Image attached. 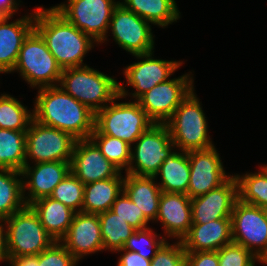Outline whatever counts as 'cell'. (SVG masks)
<instances>
[{"instance_id": "obj_1", "label": "cell", "mask_w": 267, "mask_h": 266, "mask_svg": "<svg viewBox=\"0 0 267 266\" xmlns=\"http://www.w3.org/2000/svg\"><path fill=\"white\" fill-rule=\"evenodd\" d=\"M33 119L43 125L88 139L94 131L95 113L57 86L39 88Z\"/></svg>"}, {"instance_id": "obj_2", "label": "cell", "mask_w": 267, "mask_h": 266, "mask_svg": "<svg viewBox=\"0 0 267 266\" xmlns=\"http://www.w3.org/2000/svg\"><path fill=\"white\" fill-rule=\"evenodd\" d=\"M34 29L44 39L48 50L62 70L86 66L83 58L94 47L89 35L69 23L53 7H38L35 11Z\"/></svg>"}, {"instance_id": "obj_3", "label": "cell", "mask_w": 267, "mask_h": 266, "mask_svg": "<svg viewBox=\"0 0 267 266\" xmlns=\"http://www.w3.org/2000/svg\"><path fill=\"white\" fill-rule=\"evenodd\" d=\"M128 95L124 85L119 84V96L95 113L92 134L119 138L132 146L154 124L135 99L134 102L115 103Z\"/></svg>"}, {"instance_id": "obj_4", "label": "cell", "mask_w": 267, "mask_h": 266, "mask_svg": "<svg viewBox=\"0 0 267 266\" xmlns=\"http://www.w3.org/2000/svg\"><path fill=\"white\" fill-rule=\"evenodd\" d=\"M59 86L94 113L119 96V83L88 65L64 69Z\"/></svg>"}, {"instance_id": "obj_5", "label": "cell", "mask_w": 267, "mask_h": 266, "mask_svg": "<svg viewBox=\"0 0 267 266\" xmlns=\"http://www.w3.org/2000/svg\"><path fill=\"white\" fill-rule=\"evenodd\" d=\"M199 101L193 89L165 122L172 142L179 151L189 152L214 146Z\"/></svg>"}, {"instance_id": "obj_6", "label": "cell", "mask_w": 267, "mask_h": 266, "mask_svg": "<svg viewBox=\"0 0 267 266\" xmlns=\"http://www.w3.org/2000/svg\"><path fill=\"white\" fill-rule=\"evenodd\" d=\"M7 261L10 258L38 255L54 242L30 206L4 219Z\"/></svg>"}, {"instance_id": "obj_7", "label": "cell", "mask_w": 267, "mask_h": 266, "mask_svg": "<svg viewBox=\"0 0 267 266\" xmlns=\"http://www.w3.org/2000/svg\"><path fill=\"white\" fill-rule=\"evenodd\" d=\"M20 76L33 88L57 86L62 68L50 53L41 35L33 29L23 41L16 65L12 72Z\"/></svg>"}, {"instance_id": "obj_8", "label": "cell", "mask_w": 267, "mask_h": 266, "mask_svg": "<svg viewBox=\"0 0 267 266\" xmlns=\"http://www.w3.org/2000/svg\"><path fill=\"white\" fill-rule=\"evenodd\" d=\"M53 8L69 23L97 44L107 41V33L114 9L120 3L115 0H67Z\"/></svg>"}, {"instance_id": "obj_9", "label": "cell", "mask_w": 267, "mask_h": 266, "mask_svg": "<svg viewBox=\"0 0 267 266\" xmlns=\"http://www.w3.org/2000/svg\"><path fill=\"white\" fill-rule=\"evenodd\" d=\"M134 146L126 173L137 176H155L163 161L176 148L165 123L151 125L136 140Z\"/></svg>"}, {"instance_id": "obj_10", "label": "cell", "mask_w": 267, "mask_h": 266, "mask_svg": "<svg viewBox=\"0 0 267 266\" xmlns=\"http://www.w3.org/2000/svg\"><path fill=\"white\" fill-rule=\"evenodd\" d=\"M76 140L70 133L43 125L34 119L26 131V164L70 162Z\"/></svg>"}, {"instance_id": "obj_11", "label": "cell", "mask_w": 267, "mask_h": 266, "mask_svg": "<svg viewBox=\"0 0 267 266\" xmlns=\"http://www.w3.org/2000/svg\"><path fill=\"white\" fill-rule=\"evenodd\" d=\"M233 243L250 250L263 263L267 259V214L265 209L235 202L231 214Z\"/></svg>"}, {"instance_id": "obj_12", "label": "cell", "mask_w": 267, "mask_h": 266, "mask_svg": "<svg viewBox=\"0 0 267 266\" xmlns=\"http://www.w3.org/2000/svg\"><path fill=\"white\" fill-rule=\"evenodd\" d=\"M190 74L159 83L137 100L154 123H165L194 89Z\"/></svg>"}, {"instance_id": "obj_13", "label": "cell", "mask_w": 267, "mask_h": 266, "mask_svg": "<svg viewBox=\"0 0 267 266\" xmlns=\"http://www.w3.org/2000/svg\"><path fill=\"white\" fill-rule=\"evenodd\" d=\"M109 28L119 47L132 55L154 52V36L149 22L120 3L113 11Z\"/></svg>"}, {"instance_id": "obj_14", "label": "cell", "mask_w": 267, "mask_h": 266, "mask_svg": "<svg viewBox=\"0 0 267 266\" xmlns=\"http://www.w3.org/2000/svg\"><path fill=\"white\" fill-rule=\"evenodd\" d=\"M190 180L187 195L194 197L208 193L224 184L232 175H226L215 146L188 152Z\"/></svg>"}, {"instance_id": "obj_15", "label": "cell", "mask_w": 267, "mask_h": 266, "mask_svg": "<svg viewBox=\"0 0 267 266\" xmlns=\"http://www.w3.org/2000/svg\"><path fill=\"white\" fill-rule=\"evenodd\" d=\"M70 171L84 185L108 178L123 177L121 170L102 155L90 138L76 140Z\"/></svg>"}, {"instance_id": "obj_16", "label": "cell", "mask_w": 267, "mask_h": 266, "mask_svg": "<svg viewBox=\"0 0 267 266\" xmlns=\"http://www.w3.org/2000/svg\"><path fill=\"white\" fill-rule=\"evenodd\" d=\"M152 55L153 52L133 55L142 60L124 68L123 74L126 77V85H131L136 89L134 93H130L136 101L155 85L167 81L176 69L183 64V62L176 60L155 59Z\"/></svg>"}, {"instance_id": "obj_17", "label": "cell", "mask_w": 267, "mask_h": 266, "mask_svg": "<svg viewBox=\"0 0 267 266\" xmlns=\"http://www.w3.org/2000/svg\"><path fill=\"white\" fill-rule=\"evenodd\" d=\"M238 200V183L232 176L220 187L191 199L193 224H205L217 219H231Z\"/></svg>"}, {"instance_id": "obj_18", "label": "cell", "mask_w": 267, "mask_h": 266, "mask_svg": "<svg viewBox=\"0 0 267 266\" xmlns=\"http://www.w3.org/2000/svg\"><path fill=\"white\" fill-rule=\"evenodd\" d=\"M70 172V162H41L35 163L32 167L30 164H26L21 170L22 178H24L22 185L25 204L29 206L38 199L50 197L54 188L66 178ZM26 189L29 191L26 193V195H28L25 197Z\"/></svg>"}, {"instance_id": "obj_19", "label": "cell", "mask_w": 267, "mask_h": 266, "mask_svg": "<svg viewBox=\"0 0 267 266\" xmlns=\"http://www.w3.org/2000/svg\"><path fill=\"white\" fill-rule=\"evenodd\" d=\"M60 242L78 261L87 254L103 251L98 214L75 213L66 235Z\"/></svg>"}, {"instance_id": "obj_20", "label": "cell", "mask_w": 267, "mask_h": 266, "mask_svg": "<svg viewBox=\"0 0 267 266\" xmlns=\"http://www.w3.org/2000/svg\"><path fill=\"white\" fill-rule=\"evenodd\" d=\"M156 221H160L168 238L182 240L192 222L191 198L184 193L162 192Z\"/></svg>"}, {"instance_id": "obj_21", "label": "cell", "mask_w": 267, "mask_h": 266, "mask_svg": "<svg viewBox=\"0 0 267 266\" xmlns=\"http://www.w3.org/2000/svg\"><path fill=\"white\" fill-rule=\"evenodd\" d=\"M33 11L11 23H8V20L12 17H0V73L13 71L23 41L34 29L36 9Z\"/></svg>"}, {"instance_id": "obj_22", "label": "cell", "mask_w": 267, "mask_h": 266, "mask_svg": "<svg viewBox=\"0 0 267 266\" xmlns=\"http://www.w3.org/2000/svg\"><path fill=\"white\" fill-rule=\"evenodd\" d=\"M181 242L186 252L218 251L233 242L232 221L217 219L205 224H192Z\"/></svg>"}, {"instance_id": "obj_23", "label": "cell", "mask_w": 267, "mask_h": 266, "mask_svg": "<svg viewBox=\"0 0 267 266\" xmlns=\"http://www.w3.org/2000/svg\"><path fill=\"white\" fill-rule=\"evenodd\" d=\"M154 180H156L154 176H137L126 173L123 184V191L149 221L156 220L159 199L162 194L158 183Z\"/></svg>"}, {"instance_id": "obj_24", "label": "cell", "mask_w": 267, "mask_h": 266, "mask_svg": "<svg viewBox=\"0 0 267 266\" xmlns=\"http://www.w3.org/2000/svg\"><path fill=\"white\" fill-rule=\"evenodd\" d=\"M29 206L39 217L46 232L55 241H60L66 235L76 213L51 197L38 199Z\"/></svg>"}, {"instance_id": "obj_25", "label": "cell", "mask_w": 267, "mask_h": 266, "mask_svg": "<svg viewBox=\"0 0 267 266\" xmlns=\"http://www.w3.org/2000/svg\"><path fill=\"white\" fill-rule=\"evenodd\" d=\"M124 177L94 181L84 185L82 212L99 214L111 210L116 198L122 193Z\"/></svg>"}, {"instance_id": "obj_26", "label": "cell", "mask_w": 267, "mask_h": 266, "mask_svg": "<svg viewBox=\"0 0 267 266\" xmlns=\"http://www.w3.org/2000/svg\"><path fill=\"white\" fill-rule=\"evenodd\" d=\"M176 150L163 161L154 177L157 179L160 175L158 185L162 192L187 194L190 180L188 152Z\"/></svg>"}, {"instance_id": "obj_27", "label": "cell", "mask_w": 267, "mask_h": 266, "mask_svg": "<svg viewBox=\"0 0 267 266\" xmlns=\"http://www.w3.org/2000/svg\"><path fill=\"white\" fill-rule=\"evenodd\" d=\"M120 4L149 23L163 28L180 18L175 0H124Z\"/></svg>"}, {"instance_id": "obj_28", "label": "cell", "mask_w": 267, "mask_h": 266, "mask_svg": "<svg viewBox=\"0 0 267 266\" xmlns=\"http://www.w3.org/2000/svg\"><path fill=\"white\" fill-rule=\"evenodd\" d=\"M21 171L0 169V219L4 220L22 210L26 204L23 198ZM20 177V179L18 178Z\"/></svg>"}, {"instance_id": "obj_29", "label": "cell", "mask_w": 267, "mask_h": 266, "mask_svg": "<svg viewBox=\"0 0 267 266\" xmlns=\"http://www.w3.org/2000/svg\"><path fill=\"white\" fill-rule=\"evenodd\" d=\"M26 165V131L0 129V169L21 171Z\"/></svg>"}, {"instance_id": "obj_30", "label": "cell", "mask_w": 267, "mask_h": 266, "mask_svg": "<svg viewBox=\"0 0 267 266\" xmlns=\"http://www.w3.org/2000/svg\"><path fill=\"white\" fill-rule=\"evenodd\" d=\"M260 171L234 175L238 183V199L246 204L265 209L267 207V165Z\"/></svg>"}, {"instance_id": "obj_31", "label": "cell", "mask_w": 267, "mask_h": 266, "mask_svg": "<svg viewBox=\"0 0 267 266\" xmlns=\"http://www.w3.org/2000/svg\"><path fill=\"white\" fill-rule=\"evenodd\" d=\"M103 239V249L116 252L123 248L135 229L124 219L108 210L98 214Z\"/></svg>"}, {"instance_id": "obj_32", "label": "cell", "mask_w": 267, "mask_h": 266, "mask_svg": "<svg viewBox=\"0 0 267 266\" xmlns=\"http://www.w3.org/2000/svg\"><path fill=\"white\" fill-rule=\"evenodd\" d=\"M33 119V112L17 98L9 94L0 95V129L27 131Z\"/></svg>"}, {"instance_id": "obj_33", "label": "cell", "mask_w": 267, "mask_h": 266, "mask_svg": "<svg viewBox=\"0 0 267 266\" xmlns=\"http://www.w3.org/2000/svg\"><path fill=\"white\" fill-rule=\"evenodd\" d=\"M89 138L97 145L108 161L120 170H128L131 160V145L119 138L103 134H91Z\"/></svg>"}, {"instance_id": "obj_34", "label": "cell", "mask_w": 267, "mask_h": 266, "mask_svg": "<svg viewBox=\"0 0 267 266\" xmlns=\"http://www.w3.org/2000/svg\"><path fill=\"white\" fill-rule=\"evenodd\" d=\"M50 197L71 208L76 213L82 212L84 184L70 172L54 188Z\"/></svg>"}, {"instance_id": "obj_35", "label": "cell", "mask_w": 267, "mask_h": 266, "mask_svg": "<svg viewBox=\"0 0 267 266\" xmlns=\"http://www.w3.org/2000/svg\"><path fill=\"white\" fill-rule=\"evenodd\" d=\"M165 239L166 238L157 235L151 228L147 227L135 230L127 239L122 249L139 253L145 259L151 260L155 256L157 250L166 241Z\"/></svg>"}, {"instance_id": "obj_36", "label": "cell", "mask_w": 267, "mask_h": 266, "mask_svg": "<svg viewBox=\"0 0 267 266\" xmlns=\"http://www.w3.org/2000/svg\"><path fill=\"white\" fill-rule=\"evenodd\" d=\"M111 211L127 221L135 230L147 228L149 220L124 191L114 201Z\"/></svg>"}, {"instance_id": "obj_37", "label": "cell", "mask_w": 267, "mask_h": 266, "mask_svg": "<svg viewBox=\"0 0 267 266\" xmlns=\"http://www.w3.org/2000/svg\"><path fill=\"white\" fill-rule=\"evenodd\" d=\"M217 252L219 266H255L256 261L262 263L250 250L233 242Z\"/></svg>"}, {"instance_id": "obj_38", "label": "cell", "mask_w": 267, "mask_h": 266, "mask_svg": "<svg viewBox=\"0 0 267 266\" xmlns=\"http://www.w3.org/2000/svg\"><path fill=\"white\" fill-rule=\"evenodd\" d=\"M186 251L181 240L174 244L166 240L151 259L150 266H185Z\"/></svg>"}, {"instance_id": "obj_39", "label": "cell", "mask_w": 267, "mask_h": 266, "mask_svg": "<svg viewBox=\"0 0 267 266\" xmlns=\"http://www.w3.org/2000/svg\"><path fill=\"white\" fill-rule=\"evenodd\" d=\"M40 266H76L78 260L65 248L60 241L38 254Z\"/></svg>"}, {"instance_id": "obj_40", "label": "cell", "mask_w": 267, "mask_h": 266, "mask_svg": "<svg viewBox=\"0 0 267 266\" xmlns=\"http://www.w3.org/2000/svg\"><path fill=\"white\" fill-rule=\"evenodd\" d=\"M185 266H219L218 252H186Z\"/></svg>"}, {"instance_id": "obj_41", "label": "cell", "mask_w": 267, "mask_h": 266, "mask_svg": "<svg viewBox=\"0 0 267 266\" xmlns=\"http://www.w3.org/2000/svg\"><path fill=\"white\" fill-rule=\"evenodd\" d=\"M116 252H123L117 266H150L151 264V260L145 259L139 253L124 249L117 250Z\"/></svg>"}, {"instance_id": "obj_42", "label": "cell", "mask_w": 267, "mask_h": 266, "mask_svg": "<svg viewBox=\"0 0 267 266\" xmlns=\"http://www.w3.org/2000/svg\"><path fill=\"white\" fill-rule=\"evenodd\" d=\"M18 6L17 0H0V17H13L18 10Z\"/></svg>"}, {"instance_id": "obj_43", "label": "cell", "mask_w": 267, "mask_h": 266, "mask_svg": "<svg viewBox=\"0 0 267 266\" xmlns=\"http://www.w3.org/2000/svg\"><path fill=\"white\" fill-rule=\"evenodd\" d=\"M8 262L11 266H40L38 255L10 258Z\"/></svg>"}, {"instance_id": "obj_44", "label": "cell", "mask_w": 267, "mask_h": 266, "mask_svg": "<svg viewBox=\"0 0 267 266\" xmlns=\"http://www.w3.org/2000/svg\"><path fill=\"white\" fill-rule=\"evenodd\" d=\"M4 220L0 219V262L7 261L6 247H5V227L2 224Z\"/></svg>"}]
</instances>
